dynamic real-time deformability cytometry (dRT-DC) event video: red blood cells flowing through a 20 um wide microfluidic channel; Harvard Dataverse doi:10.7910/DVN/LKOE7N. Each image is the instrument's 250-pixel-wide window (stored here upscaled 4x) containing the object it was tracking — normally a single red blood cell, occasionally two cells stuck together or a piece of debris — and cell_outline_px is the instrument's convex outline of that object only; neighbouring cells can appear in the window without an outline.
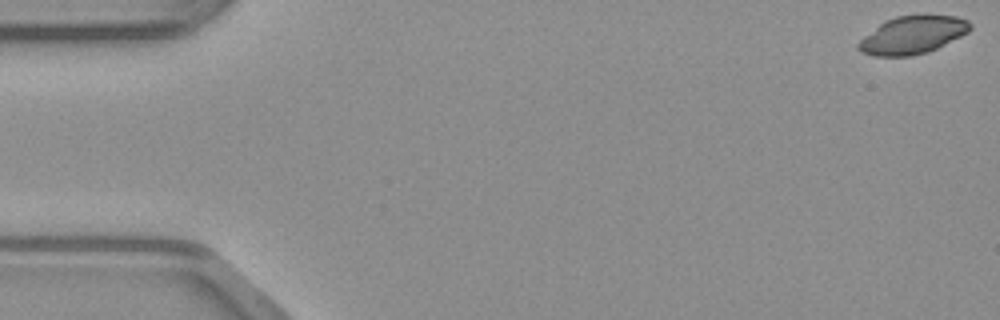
{"species": "common noctule bat (a hibernating species)", "species_latin": "Nyctalus noctula", "temperature_condition": "warm", "stored_images_in_passage": 49, "camera_frame_rate_fps": 3000, "um_per_image_px": 0.085, "animal": {"sex": "male", "body_mass_g": 23.1, "forearm_length_mm": 52.7}, "frame": {"image": 1, "passage_image": 1, "time_ms": 0.0, "image_size_px": [1000, 320], "cell_outline_px": [[972, 28], [968, 32], [928, 52], [912, 56], [872, 56], [860, 52], [856, 48], [856, 44], [864, 36], [884, 20], [896, 16], [920, 12], [928, 12], [956, 16], [968, 20], [972, 24]], "centroid_in_image_um": [77.57, 2.92], "position_along_channel_um": 7.4, "area_um2": 25.49}}